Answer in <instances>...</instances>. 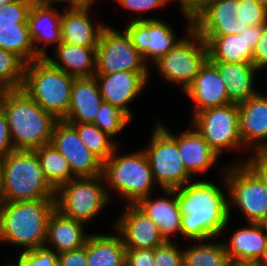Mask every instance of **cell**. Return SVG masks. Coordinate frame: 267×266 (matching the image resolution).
Listing matches in <instances>:
<instances>
[{"mask_svg":"<svg viewBox=\"0 0 267 266\" xmlns=\"http://www.w3.org/2000/svg\"><path fill=\"white\" fill-rule=\"evenodd\" d=\"M92 7H65L61 16V42L80 47H97L103 22L93 23ZM97 24V25H96Z\"/></svg>","mask_w":267,"mask_h":266,"instance_id":"20","label":"cell"},{"mask_svg":"<svg viewBox=\"0 0 267 266\" xmlns=\"http://www.w3.org/2000/svg\"><path fill=\"white\" fill-rule=\"evenodd\" d=\"M172 0H170L171 2ZM210 0H177L180 4L182 14L188 23H192L194 16L209 2Z\"/></svg>","mask_w":267,"mask_h":266,"instance_id":"46","label":"cell"},{"mask_svg":"<svg viewBox=\"0 0 267 266\" xmlns=\"http://www.w3.org/2000/svg\"><path fill=\"white\" fill-rule=\"evenodd\" d=\"M185 35L170 51L154 64L167 82L177 83L183 93L193 83L195 76L208 61V47L188 23Z\"/></svg>","mask_w":267,"mask_h":266,"instance_id":"8","label":"cell"},{"mask_svg":"<svg viewBox=\"0 0 267 266\" xmlns=\"http://www.w3.org/2000/svg\"><path fill=\"white\" fill-rule=\"evenodd\" d=\"M56 208L55 199L0 203V243H12L22 251L43 247L47 224Z\"/></svg>","mask_w":267,"mask_h":266,"instance_id":"3","label":"cell"},{"mask_svg":"<svg viewBox=\"0 0 267 266\" xmlns=\"http://www.w3.org/2000/svg\"><path fill=\"white\" fill-rule=\"evenodd\" d=\"M223 172L229 214L233 205L243 213L247 223H257L267 214V188L263 181L246 163L231 164Z\"/></svg>","mask_w":267,"mask_h":266,"instance_id":"10","label":"cell"},{"mask_svg":"<svg viewBox=\"0 0 267 266\" xmlns=\"http://www.w3.org/2000/svg\"><path fill=\"white\" fill-rule=\"evenodd\" d=\"M239 163H246L261 178L267 188V151L254 152L249 158Z\"/></svg>","mask_w":267,"mask_h":266,"instance_id":"43","label":"cell"},{"mask_svg":"<svg viewBox=\"0 0 267 266\" xmlns=\"http://www.w3.org/2000/svg\"><path fill=\"white\" fill-rule=\"evenodd\" d=\"M123 9H128L138 14L136 17H133L131 20H144V19H158V18H149L143 17L141 14L144 12L156 10L162 8L169 4L170 0H116ZM141 13V14H140Z\"/></svg>","mask_w":267,"mask_h":266,"instance_id":"40","label":"cell"},{"mask_svg":"<svg viewBox=\"0 0 267 266\" xmlns=\"http://www.w3.org/2000/svg\"><path fill=\"white\" fill-rule=\"evenodd\" d=\"M51 143L68 160L75 177H93L102 174L103 163L88 150L70 123L64 120L56 122Z\"/></svg>","mask_w":267,"mask_h":266,"instance_id":"15","label":"cell"},{"mask_svg":"<svg viewBox=\"0 0 267 266\" xmlns=\"http://www.w3.org/2000/svg\"><path fill=\"white\" fill-rule=\"evenodd\" d=\"M167 198L152 199L153 194L140 199L135 205L154 221L165 241L170 236L181 234V213L174 189H163Z\"/></svg>","mask_w":267,"mask_h":266,"instance_id":"23","label":"cell"},{"mask_svg":"<svg viewBox=\"0 0 267 266\" xmlns=\"http://www.w3.org/2000/svg\"><path fill=\"white\" fill-rule=\"evenodd\" d=\"M14 0H0V7L7 6L12 3Z\"/></svg>","mask_w":267,"mask_h":266,"instance_id":"53","label":"cell"},{"mask_svg":"<svg viewBox=\"0 0 267 266\" xmlns=\"http://www.w3.org/2000/svg\"><path fill=\"white\" fill-rule=\"evenodd\" d=\"M14 150L11 141L9 125L4 111L0 107V162L10 152Z\"/></svg>","mask_w":267,"mask_h":266,"instance_id":"45","label":"cell"},{"mask_svg":"<svg viewBox=\"0 0 267 266\" xmlns=\"http://www.w3.org/2000/svg\"><path fill=\"white\" fill-rule=\"evenodd\" d=\"M239 134L245 149L267 151V95L257 93L238 104ZM266 141V142H265Z\"/></svg>","mask_w":267,"mask_h":266,"instance_id":"18","label":"cell"},{"mask_svg":"<svg viewBox=\"0 0 267 266\" xmlns=\"http://www.w3.org/2000/svg\"><path fill=\"white\" fill-rule=\"evenodd\" d=\"M58 266H87V240L79 249L58 254Z\"/></svg>","mask_w":267,"mask_h":266,"instance_id":"42","label":"cell"},{"mask_svg":"<svg viewBox=\"0 0 267 266\" xmlns=\"http://www.w3.org/2000/svg\"><path fill=\"white\" fill-rule=\"evenodd\" d=\"M154 266H183V249L174 241H166L155 248Z\"/></svg>","mask_w":267,"mask_h":266,"instance_id":"39","label":"cell"},{"mask_svg":"<svg viewBox=\"0 0 267 266\" xmlns=\"http://www.w3.org/2000/svg\"><path fill=\"white\" fill-rule=\"evenodd\" d=\"M77 131L88 150L94 154L102 163L107 161L119 146L116 139L104 133L93 123H70Z\"/></svg>","mask_w":267,"mask_h":266,"instance_id":"34","label":"cell"},{"mask_svg":"<svg viewBox=\"0 0 267 266\" xmlns=\"http://www.w3.org/2000/svg\"><path fill=\"white\" fill-rule=\"evenodd\" d=\"M147 66L126 31L116 30L106 24L96 48L95 75L119 71L149 72Z\"/></svg>","mask_w":267,"mask_h":266,"instance_id":"13","label":"cell"},{"mask_svg":"<svg viewBox=\"0 0 267 266\" xmlns=\"http://www.w3.org/2000/svg\"><path fill=\"white\" fill-rule=\"evenodd\" d=\"M196 241L198 244L183 249V266H228L229 255L221 242Z\"/></svg>","mask_w":267,"mask_h":266,"instance_id":"32","label":"cell"},{"mask_svg":"<svg viewBox=\"0 0 267 266\" xmlns=\"http://www.w3.org/2000/svg\"><path fill=\"white\" fill-rule=\"evenodd\" d=\"M159 124L176 140L183 165L193 177L194 174L208 171L217 162L219 155L209 147L207 141L195 128H189L188 131L174 135L165 125Z\"/></svg>","mask_w":267,"mask_h":266,"instance_id":"22","label":"cell"},{"mask_svg":"<svg viewBox=\"0 0 267 266\" xmlns=\"http://www.w3.org/2000/svg\"><path fill=\"white\" fill-rule=\"evenodd\" d=\"M32 4V0H14L9 5L0 7V27L28 24Z\"/></svg>","mask_w":267,"mask_h":266,"instance_id":"38","label":"cell"},{"mask_svg":"<svg viewBox=\"0 0 267 266\" xmlns=\"http://www.w3.org/2000/svg\"><path fill=\"white\" fill-rule=\"evenodd\" d=\"M150 72L119 71L95 75L104 102L119 107L131 119L133 115L128 104L141 95L148 84Z\"/></svg>","mask_w":267,"mask_h":266,"instance_id":"17","label":"cell"},{"mask_svg":"<svg viewBox=\"0 0 267 266\" xmlns=\"http://www.w3.org/2000/svg\"><path fill=\"white\" fill-rule=\"evenodd\" d=\"M110 196L102 174L75 177L56 190V209L63 215L86 224L93 221L103 207L107 206Z\"/></svg>","mask_w":267,"mask_h":266,"instance_id":"9","label":"cell"},{"mask_svg":"<svg viewBox=\"0 0 267 266\" xmlns=\"http://www.w3.org/2000/svg\"><path fill=\"white\" fill-rule=\"evenodd\" d=\"M208 47L209 62L252 63L254 50L246 39V28L239 34L200 36Z\"/></svg>","mask_w":267,"mask_h":266,"instance_id":"28","label":"cell"},{"mask_svg":"<svg viewBox=\"0 0 267 266\" xmlns=\"http://www.w3.org/2000/svg\"><path fill=\"white\" fill-rule=\"evenodd\" d=\"M145 148L142 150L151 166L155 185L157 183L162 189H174L194 179L183 165L176 140L159 123L155 125Z\"/></svg>","mask_w":267,"mask_h":266,"instance_id":"11","label":"cell"},{"mask_svg":"<svg viewBox=\"0 0 267 266\" xmlns=\"http://www.w3.org/2000/svg\"><path fill=\"white\" fill-rule=\"evenodd\" d=\"M263 33V25L246 27V39L249 46L254 50L259 38Z\"/></svg>","mask_w":267,"mask_h":266,"instance_id":"47","label":"cell"},{"mask_svg":"<svg viewBox=\"0 0 267 266\" xmlns=\"http://www.w3.org/2000/svg\"><path fill=\"white\" fill-rule=\"evenodd\" d=\"M184 94L195 103L192 116L208 108L223 106L231 103L228 99L227 88L217 69L207 61L195 76L193 83Z\"/></svg>","mask_w":267,"mask_h":266,"instance_id":"19","label":"cell"},{"mask_svg":"<svg viewBox=\"0 0 267 266\" xmlns=\"http://www.w3.org/2000/svg\"><path fill=\"white\" fill-rule=\"evenodd\" d=\"M263 233L267 236V214L263 216L257 223H256Z\"/></svg>","mask_w":267,"mask_h":266,"instance_id":"51","label":"cell"},{"mask_svg":"<svg viewBox=\"0 0 267 266\" xmlns=\"http://www.w3.org/2000/svg\"><path fill=\"white\" fill-rule=\"evenodd\" d=\"M51 186L40 167L35 150H16L0 162L1 202L55 199Z\"/></svg>","mask_w":267,"mask_h":266,"instance_id":"4","label":"cell"},{"mask_svg":"<svg viewBox=\"0 0 267 266\" xmlns=\"http://www.w3.org/2000/svg\"><path fill=\"white\" fill-rule=\"evenodd\" d=\"M181 213V235L189 241L217 238L229 224V202L218 185L197 180L174 188ZM223 191V192H222Z\"/></svg>","mask_w":267,"mask_h":266,"instance_id":"1","label":"cell"},{"mask_svg":"<svg viewBox=\"0 0 267 266\" xmlns=\"http://www.w3.org/2000/svg\"><path fill=\"white\" fill-rule=\"evenodd\" d=\"M238 229L228 242L222 241L230 260L258 261L266 246L267 236L256 223Z\"/></svg>","mask_w":267,"mask_h":266,"instance_id":"29","label":"cell"},{"mask_svg":"<svg viewBox=\"0 0 267 266\" xmlns=\"http://www.w3.org/2000/svg\"><path fill=\"white\" fill-rule=\"evenodd\" d=\"M91 235V236H90ZM125 246L120 234H89L87 266H125Z\"/></svg>","mask_w":267,"mask_h":266,"instance_id":"30","label":"cell"},{"mask_svg":"<svg viewBox=\"0 0 267 266\" xmlns=\"http://www.w3.org/2000/svg\"><path fill=\"white\" fill-rule=\"evenodd\" d=\"M257 2L261 5L264 6L267 9V0H257Z\"/></svg>","mask_w":267,"mask_h":266,"instance_id":"54","label":"cell"},{"mask_svg":"<svg viewBox=\"0 0 267 266\" xmlns=\"http://www.w3.org/2000/svg\"><path fill=\"white\" fill-rule=\"evenodd\" d=\"M75 78L41 57L26 64L22 90L44 111L63 120L69 111Z\"/></svg>","mask_w":267,"mask_h":266,"instance_id":"6","label":"cell"},{"mask_svg":"<svg viewBox=\"0 0 267 266\" xmlns=\"http://www.w3.org/2000/svg\"><path fill=\"white\" fill-rule=\"evenodd\" d=\"M12 266H58V254L46 246L22 251Z\"/></svg>","mask_w":267,"mask_h":266,"instance_id":"37","label":"cell"},{"mask_svg":"<svg viewBox=\"0 0 267 266\" xmlns=\"http://www.w3.org/2000/svg\"><path fill=\"white\" fill-rule=\"evenodd\" d=\"M35 152L44 176L55 190L75 178L68 160L51 142L38 147Z\"/></svg>","mask_w":267,"mask_h":266,"instance_id":"31","label":"cell"},{"mask_svg":"<svg viewBox=\"0 0 267 266\" xmlns=\"http://www.w3.org/2000/svg\"><path fill=\"white\" fill-rule=\"evenodd\" d=\"M3 92H4V89L0 87V99H1Z\"/></svg>","mask_w":267,"mask_h":266,"instance_id":"55","label":"cell"},{"mask_svg":"<svg viewBox=\"0 0 267 266\" xmlns=\"http://www.w3.org/2000/svg\"><path fill=\"white\" fill-rule=\"evenodd\" d=\"M61 16L62 12L53 5L32 4L27 22L33 47L40 57L48 55L45 46L56 47L61 43Z\"/></svg>","mask_w":267,"mask_h":266,"instance_id":"21","label":"cell"},{"mask_svg":"<svg viewBox=\"0 0 267 266\" xmlns=\"http://www.w3.org/2000/svg\"><path fill=\"white\" fill-rule=\"evenodd\" d=\"M0 107L8 121L16 150H35L51 142L58 119L44 111L21 89L4 90Z\"/></svg>","mask_w":267,"mask_h":266,"instance_id":"2","label":"cell"},{"mask_svg":"<svg viewBox=\"0 0 267 266\" xmlns=\"http://www.w3.org/2000/svg\"><path fill=\"white\" fill-rule=\"evenodd\" d=\"M32 2L41 5H55L56 3H64L67 4V7H72V0H32Z\"/></svg>","mask_w":267,"mask_h":266,"instance_id":"48","label":"cell"},{"mask_svg":"<svg viewBox=\"0 0 267 266\" xmlns=\"http://www.w3.org/2000/svg\"><path fill=\"white\" fill-rule=\"evenodd\" d=\"M114 222V230L123 240L125 249H155L166 241L157 224L135 204H126Z\"/></svg>","mask_w":267,"mask_h":266,"instance_id":"16","label":"cell"},{"mask_svg":"<svg viewBox=\"0 0 267 266\" xmlns=\"http://www.w3.org/2000/svg\"><path fill=\"white\" fill-rule=\"evenodd\" d=\"M103 102L95 76L76 77L71 88L68 123H93Z\"/></svg>","mask_w":267,"mask_h":266,"instance_id":"24","label":"cell"},{"mask_svg":"<svg viewBox=\"0 0 267 266\" xmlns=\"http://www.w3.org/2000/svg\"><path fill=\"white\" fill-rule=\"evenodd\" d=\"M124 28L146 64L147 60L155 63L183 38H177L172 26L162 19L131 20Z\"/></svg>","mask_w":267,"mask_h":266,"instance_id":"14","label":"cell"},{"mask_svg":"<svg viewBox=\"0 0 267 266\" xmlns=\"http://www.w3.org/2000/svg\"><path fill=\"white\" fill-rule=\"evenodd\" d=\"M0 48L16 54L26 64L41 58L33 47L28 24L0 27Z\"/></svg>","mask_w":267,"mask_h":266,"instance_id":"33","label":"cell"},{"mask_svg":"<svg viewBox=\"0 0 267 266\" xmlns=\"http://www.w3.org/2000/svg\"><path fill=\"white\" fill-rule=\"evenodd\" d=\"M258 263L260 266H267V246H266L261 258L258 260Z\"/></svg>","mask_w":267,"mask_h":266,"instance_id":"52","label":"cell"},{"mask_svg":"<svg viewBox=\"0 0 267 266\" xmlns=\"http://www.w3.org/2000/svg\"><path fill=\"white\" fill-rule=\"evenodd\" d=\"M118 151L117 147L102 166L107 193L109 195V188H112L128 204H136L140 199L153 194L155 182L151 166L143 150L123 155L118 154Z\"/></svg>","mask_w":267,"mask_h":266,"instance_id":"7","label":"cell"},{"mask_svg":"<svg viewBox=\"0 0 267 266\" xmlns=\"http://www.w3.org/2000/svg\"><path fill=\"white\" fill-rule=\"evenodd\" d=\"M155 249H126L125 266H154Z\"/></svg>","mask_w":267,"mask_h":266,"instance_id":"41","label":"cell"},{"mask_svg":"<svg viewBox=\"0 0 267 266\" xmlns=\"http://www.w3.org/2000/svg\"><path fill=\"white\" fill-rule=\"evenodd\" d=\"M238 121V104L235 103L208 108L192 116V126L219 156L223 150H244Z\"/></svg>","mask_w":267,"mask_h":266,"instance_id":"12","label":"cell"},{"mask_svg":"<svg viewBox=\"0 0 267 266\" xmlns=\"http://www.w3.org/2000/svg\"><path fill=\"white\" fill-rule=\"evenodd\" d=\"M252 63L257 71L267 68V24L263 25V33L254 48Z\"/></svg>","mask_w":267,"mask_h":266,"instance_id":"44","label":"cell"},{"mask_svg":"<svg viewBox=\"0 0 267 266\" xmlns=\"http://www.w3.org/2000/svg\"><path fill=\"white\" fill-rule=\"evenodd\" d=\"M26 63L16 54L0 48V87L4 90L21 89Z\"/></svg>","mask_w":267,"mask_h":266,"instance_id":"35","label":"cell"},{"mask_svg":"<svg viewBox=\"0 0 267 266\" xmlns=\"http://www.w3.org/2000/svg\"><path fill=\"white\" fill-rule=\"evenodd\" d=\"M85 223L63 215L56 208L47 224L45 245L57 254L83 247L88 238L83 226Z\"/></svg>","mask_w":267,"mask_h":266,"instance_id":"25","label":"cell"},{"mask_svg":"<svg viewBox=\"0 0 267 266\" xmlns=\"http://www.w3.org/2000/svg\"><path fill=\"white\" fill-rule=\"evenodd\" d=\"M210 63L217 69L220 77L224 81L228 99L231 103H242L258 93L253 82L259 72L253 63Z\"/></svg>","mask_w":267,"mask_h":266,"instance_id":"26","label":"cell"},{"mask_svg":"<svg viewBox=\"0 0 267 266\" xmlns=\"http://www.w3.org/2000/svg\"><path fill=\"white\" fill-rule=\"evenodd\" d=\"M228 266H260L258 261H238L230 260Z\"/></svg>","mask_w":267,"mask_h":266,"instance_id":"49","label":"cell"},{"mask_svg":"<svg viewBox=\"0 0 267 266\" xmlns=\"http://www.w3.org/2000/svg\"><path fill=\"white\" fill-rule=\"evenodd\" d=\"M132 119L119 107L102 102L93 124L111 137L117 136Z\"/></svg>","mask_w":267,"mask_h":266,"instance_id":"36","label":"cell"},{"mask_svg":"<svg viewBox=\"0 0 267 266\" xmlns=\"http://www.w3.org/2000/svg\"><path fill=\"white\" fill-rule=\"evenodd\" d=\"M267 24V9L257 0H210L192 19L200 36L239 34L246 27Z\"/></svg>","mask_w":267,"mask_h":266,"instance_id":"5","label":"cell"},{"mask_svg":"<svg viewBox=\"0 0 267 266\" xmlns=\"http://www.w3.org/2000/svg\"><path fill=\"white\" fill-rule=\"evenodd\" d=\"M97 0H72V7H92Z\"/></svg>","mask_w":267,"mask_h":266,"instance_id":"50","label":"cell"},{"mask_svg":"<svg viewBox=\"0 0 267 266\" xmlns=\"http://www.w3.org/2000/svg\"><path fill=\"white\" fill-rule=\"evenodd\" d=\"M96 48L80 47L61 42L54 49L55 57L46 55L53 66L74 77L95 76Z\"/></svg>","mask_w":267,"mask_h":266,"instance_id":"27","label":"cell"}]
</instances>
